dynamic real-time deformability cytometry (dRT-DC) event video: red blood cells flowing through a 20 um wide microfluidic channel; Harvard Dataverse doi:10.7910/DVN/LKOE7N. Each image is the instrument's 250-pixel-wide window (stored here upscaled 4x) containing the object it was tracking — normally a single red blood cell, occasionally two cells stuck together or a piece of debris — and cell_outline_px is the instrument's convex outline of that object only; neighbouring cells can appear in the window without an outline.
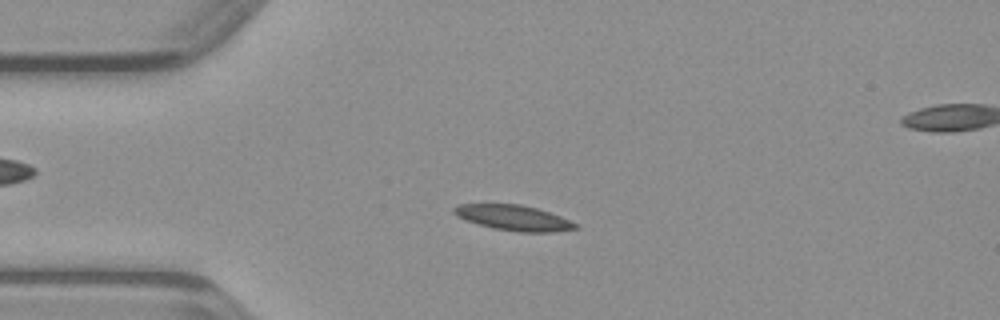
{"species": "common noctule bat (a hibernating species)", "species_latin": "Nyctalus noctula", "temperature_condition": "warm", "stored_images_in_passage": 48, "camera_frame_rate_fps": 3000, "um_per_image_px": 0.085, "animal": {"sex": "male", "body_mass_g": 23.1, "forearm_length_mm": 52.7}, "frame": {"image": 1, "passage_image": 11, "time_ms": 3.333, "image_size_px": [1000, 320], "cell_outline_px": [[580, 228], [552, 232], [520, 232], [492, 228], [464, 220], [456, 216], [452, 212], [452, 208], [460, 204], [520, 204], [536, 208], [560, 216], [580, 224]], "centroid_in_image_um": [43.66, 18.52], "position_along_channel_um": 41.3, "area_um2": 18.09}}
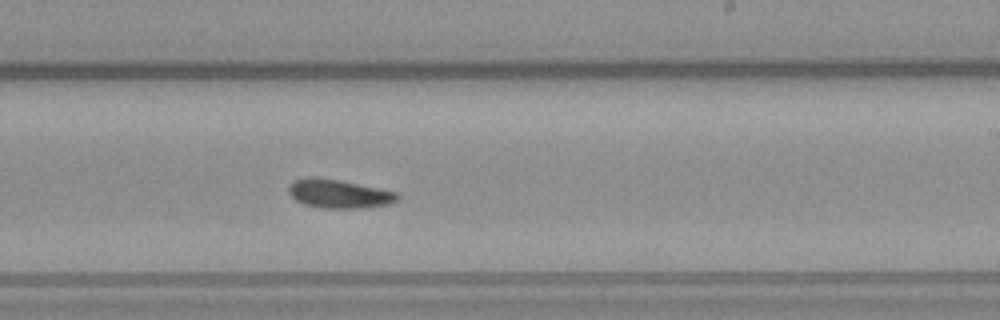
{"frame": {"image": 2, "passage_image": 28, "time_ms": 9.0, "image_size_px": [1000, 320], "cell_outline_px": [[400, 196], [392, 204], [364, 208], [320, 208], [304, 204], [296, 200], [288, 192], [288, 188], [292, 180], [308, 176], [340, 180], [396, 192]], "centroid_in_image_um": [28.78, 16.47], "position_along_channel_um": 260.2, "area_um2": 18.26}}
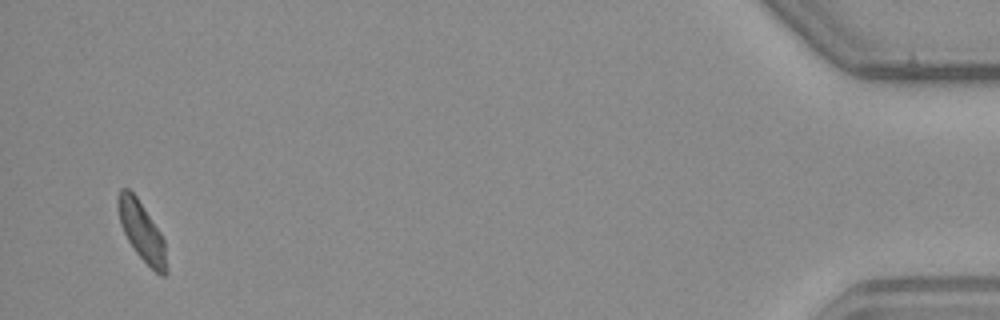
{"frame": {"image": 3, "passage_image": 46, "time_ms": 15.0, "image_size_px": [1000, 320], "cell_outline_px": [[168, 272], [164, 276], [160, 276], [136, 252], [128, 240], [120, 224], [116, 204], [116, 196], [120, 188], [128, 188], [136, 196], [160, 232], [164, 240], [168, 268]], "centroid_in_image_um": [12.04, 19.65], "position_along_channel_um": 423.2, "area_um2": 16.7}}